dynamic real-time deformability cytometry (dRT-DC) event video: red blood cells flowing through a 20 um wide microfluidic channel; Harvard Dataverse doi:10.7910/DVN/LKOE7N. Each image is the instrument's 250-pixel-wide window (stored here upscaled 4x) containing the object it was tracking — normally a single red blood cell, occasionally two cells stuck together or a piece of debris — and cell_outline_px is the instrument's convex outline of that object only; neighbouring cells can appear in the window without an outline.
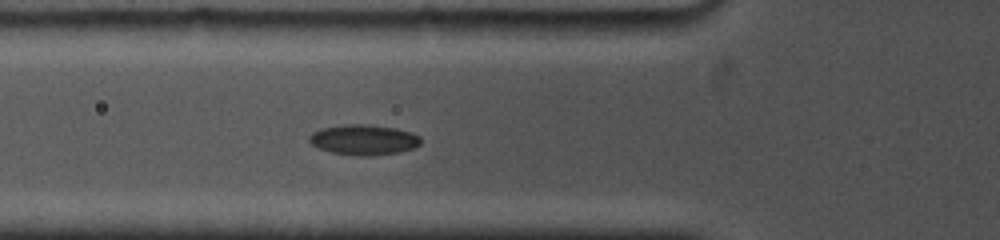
{"species": "common noctule bat (a hibernating species)", "species_latin": "Nyctalus noctula", "temperature_condition": "cold", "stored_images_in_passage": 6, "camera_frame_rate_fps": 5000, "um_per_image_px": 0.085, "animal": {"sex": "female", "body_mass_g": 19.0, "forearm_length_mm": 53.3}, "frame": {"image": 1, "passage_image": 6, "time_ms": 3.4, "image_size_px": [1000, 240], "cell_outline_px": [[420, 144], [412, 148], [400, 152], [368, 156], [360, 156], [332, 152], [320, 148], [312, 144], [308, 140], [308, 136], [312, 132], [320, 128], [348, 124], [368, 124], [396, 128], [412, 132], [420, 136]], "centroid_in_image_um": [30.91, 11.87], "position_along_channel_um": 94.9, "area_um2": 19.71}}